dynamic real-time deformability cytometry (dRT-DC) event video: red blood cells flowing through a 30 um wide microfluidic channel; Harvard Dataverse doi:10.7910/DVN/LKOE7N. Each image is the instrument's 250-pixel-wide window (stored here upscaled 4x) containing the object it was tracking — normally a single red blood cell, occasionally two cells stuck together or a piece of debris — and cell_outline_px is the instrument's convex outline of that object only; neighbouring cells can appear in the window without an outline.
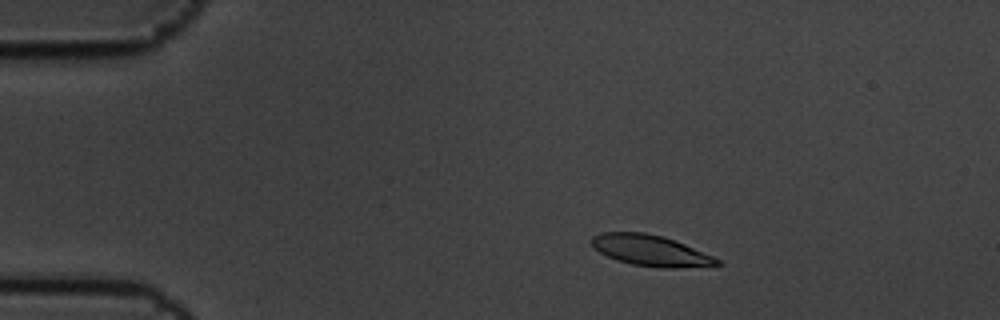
{"species": "common noctule bat (a hibernating species)", "species_latin": "Nyctalus noctula", "temperature_condition": "cold", "stored_images_in_passage": 4, "camera_frame_rate_fps": 3000, "um_per_image_px": 0.085, "animal": {"sex": "male", "body_mass_g": 19.5, "forearm_length_mm": 54.6}, "frame": {"image": 1, "passage_image": 2, "time_ms": 0.333, "image_size_px": [1000, 320], "cell_outline_px": [[724, 264], [676, 268], [660, 268], [632, 264], [616, 260], [600, 252], [592, 244], [592, 236], [600, 232], [644, 232], [664, 236], [684, 244], [712, 256], [720, 260]], "centroid_in_image_um": [55.29, 21.29], "position_along_channel_um": 29.7, "area_um2": 22.43}}